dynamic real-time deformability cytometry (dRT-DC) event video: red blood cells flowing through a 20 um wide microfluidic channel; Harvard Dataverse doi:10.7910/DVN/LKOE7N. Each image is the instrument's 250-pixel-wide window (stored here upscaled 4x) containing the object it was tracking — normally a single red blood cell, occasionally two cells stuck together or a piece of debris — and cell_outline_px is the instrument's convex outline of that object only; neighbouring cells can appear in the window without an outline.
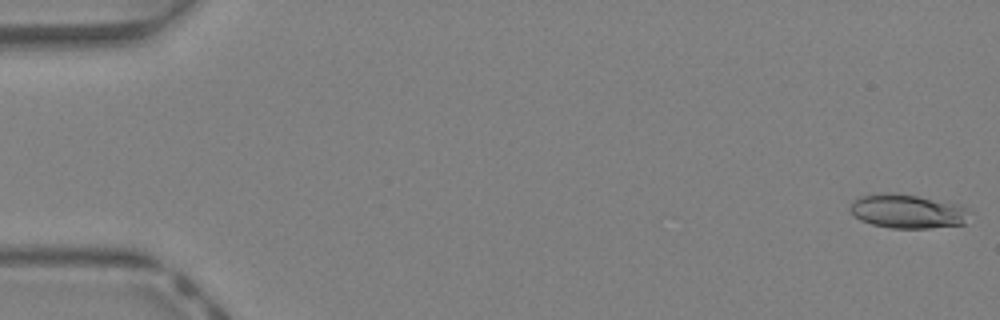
{"species": "Egyptian fruit bat (a non-hibernating species)", "species_latin": "Rousettus aegyptiacus", "temperature_condition": "warm", "stored_images_in_passage": 43, "camera_frame_rate_fps": 3000, "um_per_image_px": 0.085, "animal": {"sex": "female"}, "frame": {"image": 1, "passage_image": 1, "time_ms": 0.0, "image_size_px": [1000, 320], "cell_outline_px": [[972, 212], [964, 224], [928, 228], [892, 228], [872, 224], [860, 220], [848, 208], [852, 200], [860, 196], [880, 192], [892, 192], [916, 196], [960, 204]], "centroid_in_image_um": [77.13, 17.95], "position_along_channel_um": 7.9, "area_um2": 23.87}}
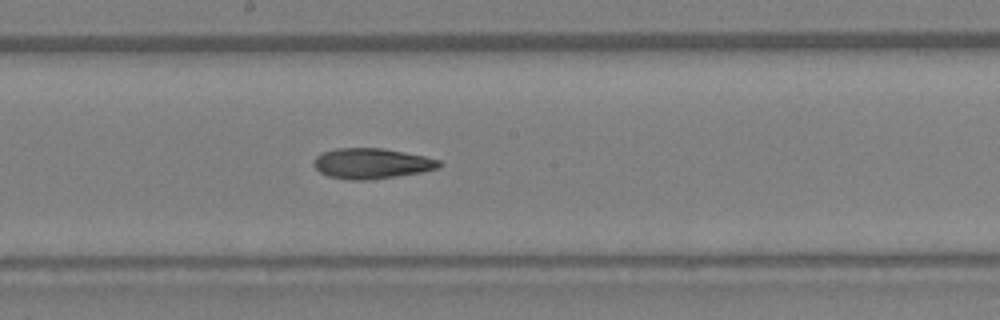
{"frame": {"image": 2, "passage_image": 24, "time_ms": 7.667, "image_size_px": [1000, 320], "cell_outline_px": [[440, 164], [436, 168], [420, 172], [396, 176], [368, 180], [348, 180], [328, 176], [320, 172], [312, 164], [312, 160], [320, 152], [336, 148], [384, 148], [424, 156], [440, 160]], "centroid_in_image_um": [31.51, 13.89], "position_along_channel_um": 216.7, "area_um2": 22.25}}
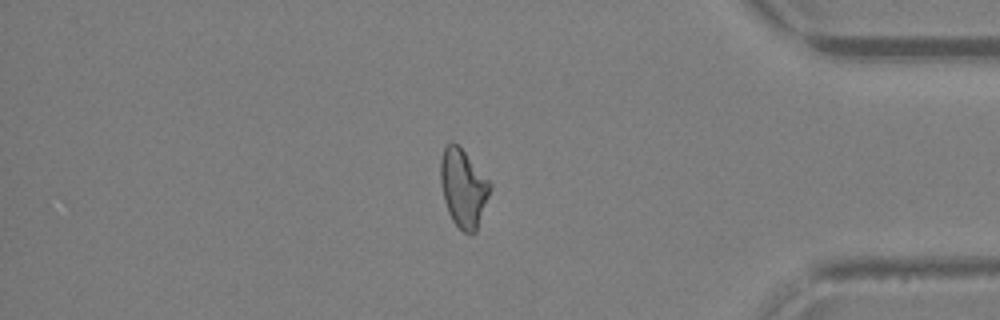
{"frame": {"image": 3, "passage_image": 37, "time_ms": 12.0, "image_size_px": [1000, 320], "cell_outline_px": [[492, 188], [476, 232], [464, 232], [452, 220], [448, 212], [444, 200], [440, 180], [440, 160], [444, 148], [452, 140], [464, 152], [492, 184]], "centroid_in_image_um": [39.38, 15.99], "position_along_channel_um": 395.8, "area_um2": 22.25}, "authors_computed_cell_mechanics": {"area_um2": 22.253, "velocity_mm_per_s": 4.7967, "shape_relaxation_time_tau1_ms": null, "shape_relaxation_time_tau2_ms": 5.8753, "deformation_change_tau1": null, "deformation_change_tau2": 0.1668}}